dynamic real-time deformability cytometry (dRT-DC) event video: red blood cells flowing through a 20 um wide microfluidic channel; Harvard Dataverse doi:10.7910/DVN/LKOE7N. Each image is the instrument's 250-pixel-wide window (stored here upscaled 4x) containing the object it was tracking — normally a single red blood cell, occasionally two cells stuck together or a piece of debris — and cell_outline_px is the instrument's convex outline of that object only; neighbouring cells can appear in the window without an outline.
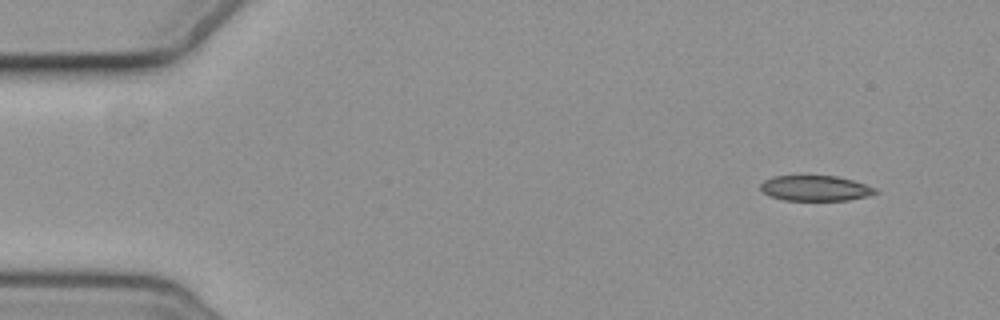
{"species": "common noctule bat (a hibernating species)", "species_latin": "Nyctalus noctula", "temperature_condition": "cold", "stored_images_in_passage": 5, "camera_frame_rate_fps": 3000, "um_per_image_px": 0.085, "animal": {"sex": "female", "body_mass_g": 19.3, "forearm_length_mm": 54.1}, "frame": {"image": 1, "passage_image": 1, "time_ms": 0.0, "image_size_px": [1000, 320], "cell_outline_px": [[880, 192], [868, 196], [848, 200], [784, 200], [768, 196], [760, 188], [760, 184], [764, 180], [772, 176], [836, 176], [852, 180], [876, 188]], "centroid_in_image_um": [69.3, 16.0], "position_along_channel_um": 15.7, "area_um2": 16.99}}
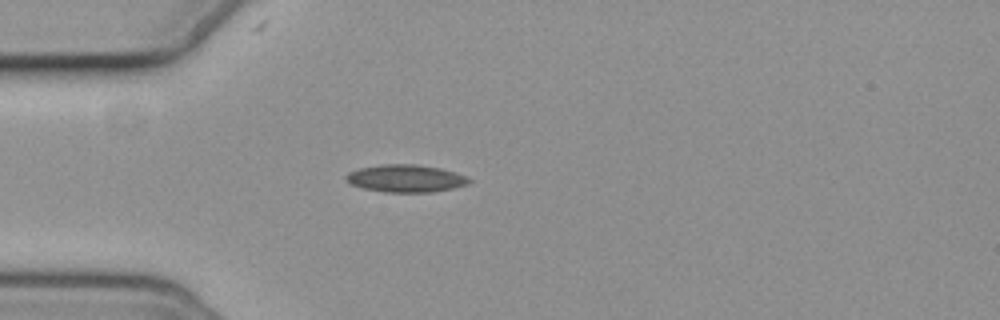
{"frame": {"image": 2, "passage_image": 4, "time_ms": 3.667, "image_size_px": [1000, 320], "cell_outline_px": [[472, 180], [468, 184], [452, 188], [432, 192], [384, 192], [364, 188], [352, 184], [344, 180], [344, 176], [348, 172], [360, 168], [384, 164], [416, 164], [440, 168], [456, 172], [468, 176]], "centroid_in_image_um": [34.5, 15.16], "position_along_channel_um": 50.5, "area_um2": 19.77}}